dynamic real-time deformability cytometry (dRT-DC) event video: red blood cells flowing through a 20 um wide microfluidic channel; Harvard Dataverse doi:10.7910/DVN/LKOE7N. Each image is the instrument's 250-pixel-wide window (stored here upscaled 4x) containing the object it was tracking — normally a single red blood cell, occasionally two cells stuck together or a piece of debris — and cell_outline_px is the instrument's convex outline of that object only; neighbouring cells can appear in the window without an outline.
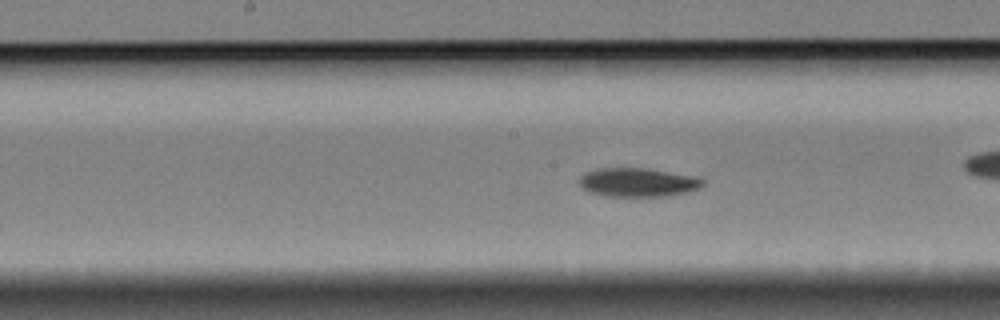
{"species": "Egyptian fruit bat (a non-hibernating species)", "species_latin": "Rousettus aegyptiacus", "temperature_condition": "cold", "stored_images_in_passage": 54, "camera_frame_rate_fps": 3000, "um_per_image_px": 0.085, "animal": {"sex": "female"}, "frame": {"image": 1, "passage_image": 24, "time_ms": 7.667, "image_size_px": [1000, 320], "cell_outline_px": [[704, 184], [700, 188], [688, 192], [668, 196], [604, 196], [588, 192], [580, 184], [580, 176], [584, 172], [596, 168], [648, 168], [696, 176], [704, 180]], "centroid_in_image_um": [54.23, 15.49], "position_along_channel_um": 194.0, "area_um2": 20.98}}
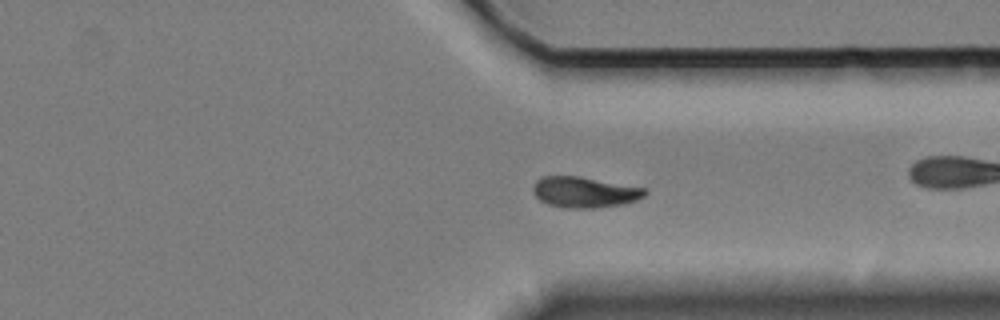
{"frame": {"image": 2, "passage_image": 39, "time_ms": 12.667, "image_size_px": [1000, 320], "cell_outline_px": [[648, 192], [644, 196], [636, 200], [624, 204], [596, 208], [564, 208], [548, 204], [540, 200], [536, 196], [532, 188], [536, 180], [540, 176], [576, 176], [648, 188]], "centroid_in_image_um": [49.7, 16.34], "position_along_channel_um": 361.7, "area_um2": 20.17}, "authors_computed_cell_mechanics": {"area_um2": 20.2589, "velocity_mm_per_s": 3.3547, "shape_relaxation_time_tau1_ms": 4.4067, "shape_relaxation_time_tau2_ms": null, "deformation_change_tau1": 0.1058, "deformation_change_tau2": null}}